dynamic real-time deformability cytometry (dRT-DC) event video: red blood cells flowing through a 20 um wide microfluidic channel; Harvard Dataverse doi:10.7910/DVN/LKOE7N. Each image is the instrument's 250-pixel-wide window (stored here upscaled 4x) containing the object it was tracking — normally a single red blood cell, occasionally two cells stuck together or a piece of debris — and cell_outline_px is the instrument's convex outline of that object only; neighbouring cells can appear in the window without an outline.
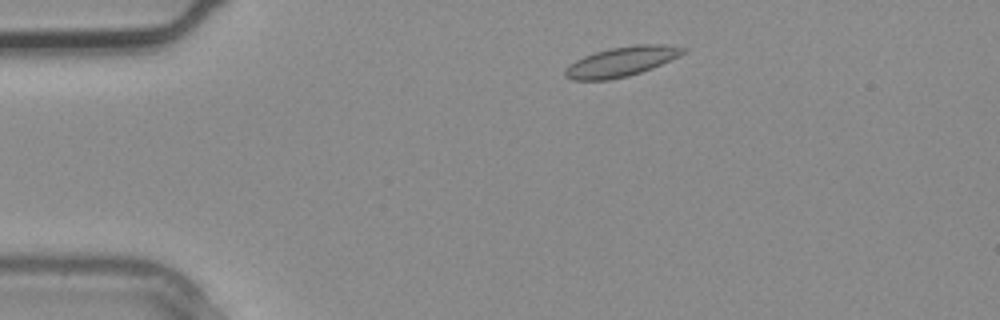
{"species": "common noctule bat (a hibernating species)", "species_latin": "Nyctalus noctula", "temperature_condition": "warm", "stored_images_in_passage": 2, "camera_frame_rate_fps": 3000, "um_per_image_px": 0.085, "animal": {"sex": "male", "body_mass_g": 20.4}, "frame": {"image": 1, "passage_image": 1, "time_ms": 0.0, "image_size_px": [1000, 320], "cell_outline_px": [[688, 48], [684, 52], [652, 68], [628, 76], [608, 80], [572, 80], [564, 76], [564, 68], [576, 60], [584, 56], [596, 52], [612, 48], [636, 44], [664, 44]], "centroid_in_image_um": [52.77, 5.24], "position_along_channel_um": 32.2, "area_um2": 20.17}}
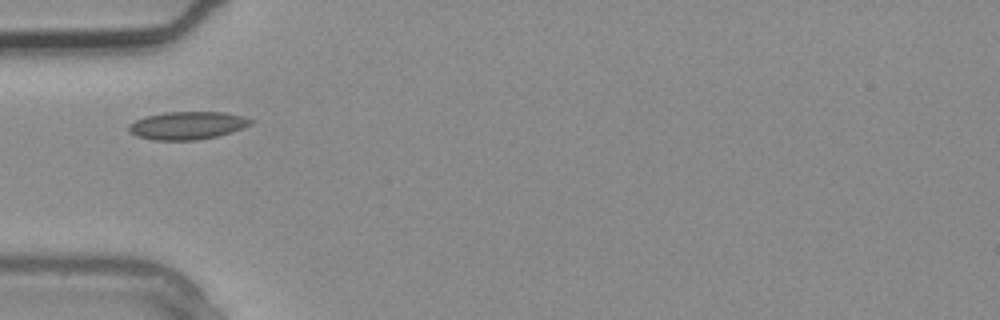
{"frame": {"image": 2, "passage_image": 2, "time_ms": 0.333, "image_size_px": [1000, 320], "cell_outline_px": [[256, 120], [252, 124], [244, 128], [232, 132], [216, 136], [196, 140], [152, 140], [136, 136], [128, 132], [128, 124], [144, 116], [164, 112], [224, 112], [244, 116]], "centroid_in_image_um": [15.93, 10.66], "position_along_channel_um": 69.1, "area_um2": 20.11}}